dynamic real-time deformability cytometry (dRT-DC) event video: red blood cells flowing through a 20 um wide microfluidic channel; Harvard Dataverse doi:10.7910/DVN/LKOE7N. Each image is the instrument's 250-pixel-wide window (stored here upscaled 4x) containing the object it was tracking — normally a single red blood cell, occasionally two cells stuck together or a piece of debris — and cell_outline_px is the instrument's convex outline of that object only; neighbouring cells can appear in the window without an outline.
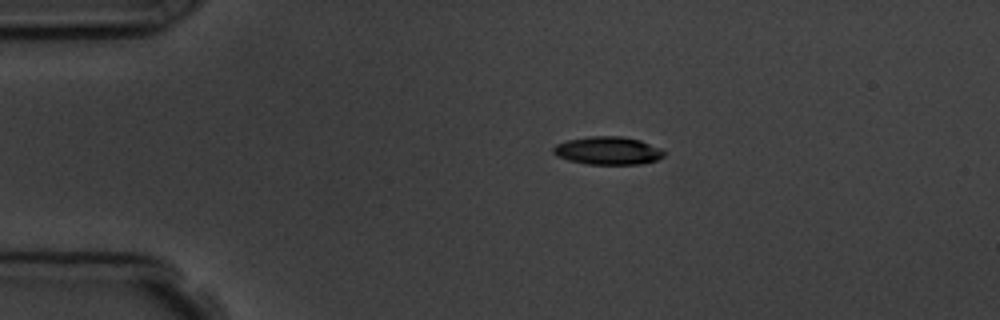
{"species": "common noctule bat (a hibernating species)", "species_latin": "Nyctalus noctula", "temperature_condition": "room temperature", "stored_images_in_passage": 4, "camera_frame_rate_fps": 3000, "um_per_image_px": 0.085, "animal": {"sex": "male", "body_mass_g": 19.5, "forearm_length_mm": 54.6}, "frame": {"image": 1, "passage_image": 1, "time_ms": 0.0, "image_size_px": [1000, 320], "cell_outline_px": [[664, 156], [656, 160], [640, 164], [588, 164], [568, 160], [556, 156], [552, 152], [552, 148], [556, 144], [568, 140], [588, 136], [620, 136], [640, 140], [660, 148], [664, 152]], "centroid_in_image_um": [51.64, 12.8], "position_along_channel_um": 33.4, "area_um2": 18.03}}
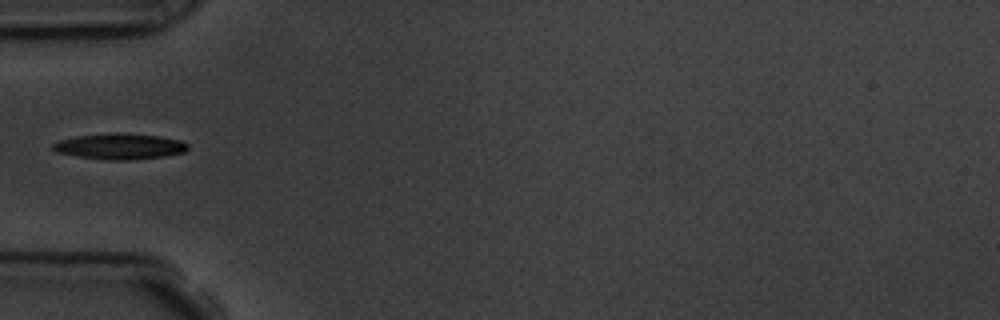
{"frame": {"image": 2, "passage_image": 3, "time_ms": 2.333, "image_size_px": [1000, 320], "cell_outline_px": [[188, 148], [184, 152], [164, 156], [128, 160], [108, 160], [80, 156], [56, 152], [52, 148], [52, 144], [60, 140], [76, 136], [116, 132], [156, 136], [180, 140], [188, 144]], "centroid_in_image_um": [10.17, 12.44], "position_along_channel_um": 74.8, "area_um2": 20.06}}